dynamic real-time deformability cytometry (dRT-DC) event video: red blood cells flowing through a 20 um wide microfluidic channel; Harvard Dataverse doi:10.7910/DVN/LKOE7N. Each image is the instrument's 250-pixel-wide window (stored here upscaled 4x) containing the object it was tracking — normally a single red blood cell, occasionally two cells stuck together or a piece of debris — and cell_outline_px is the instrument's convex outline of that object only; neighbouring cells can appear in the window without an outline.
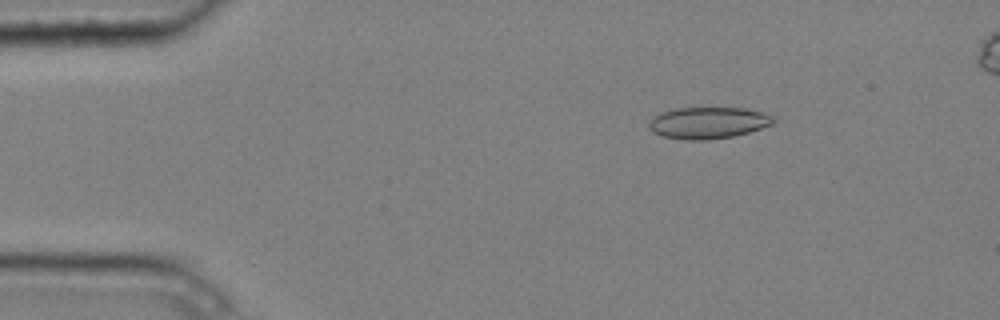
{"species": "common noctule bat (a hibernating species)", "species_latin": "Nyctalus noctula", "temperature_condition": "cold", "stored_images_in_passage": 5, "camera_frame_rate_fps": 3000, "um_per_image_px": 0.085, "animal": {"sex": "male", "body_mass_g": 20.4}, "frame": {"image": 1, "passage_image": 3, "time_ms": 0.667, "image_size_px": [1000, 320], "cell_outline_px": [[776, 120], [772, 124], [748, 132], [732, 136], [708, 140], [688, 140], [660, 136], [652, 132], [648, 128], [648, 124], [660, 112], [676, 108], [744, 108], [760, 112], [772, 116]], "centroid_in_image_um": [60.15, 10.44], "position_along_channel_um": 24.8, "area_um2": 22.77}}